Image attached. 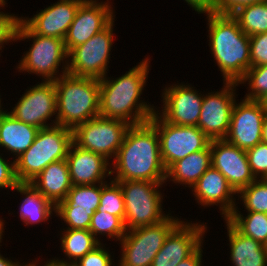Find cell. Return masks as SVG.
<instances>
[{
    "label": "cell",
    "mask_w": 267,
    "mask_h": 266,
    "mask_svg": "<svg viewBox=\"0 0 267 266\" xmlns=\"http://www.w3.org/2000/svg\"><path fill=\"white\" fill-rule=\"evenodd\" d=\"M149 63L150 57L145 56L140 63L118 78L111 79L106 75L99 79V116L123 120L129 125L143 124L150 120L157 108L140 97L151 70Z\"/></svg>",
    "instance_id": "obj_1"
},
{
    "label": "cell",
    "mask_w": 267,
    "mask_h": 266,
    "mask_svg": "<svg viewBox=\"0 0 267 266\" xmlns=\"http://www.w3.org/2000/svg\"><path fill=\"white\" fill-rule=\"evenodd\" d=\"M114 160L111 161L114 181L165 182L159 137L149 121L128 128Z\"/></svg>",
    "instance_id": "obj_2"
},
{
    "label": "cell",
    "mask_w": 267,
    "mask_h": 266,
    "mask_svg": "<svg viewBox=\"0 0 267 266\" xmlns=\"http://www.w3.org/2000/svg\"><path fill=\"white\" fill-rule=\"evenodd\" d=\"M209 47L223 82L238 83L251 68L250 42L232 15L205 13Z\"/></svg>",
    "instance_id": "obj_3"
},
{
    "label": "cell",
    "mask_w": 267,
    "mask_h": 266,
    "mask_svg": "<svg viewBox=\"0 0 267 266\" xmlns=\"http://www.w3.org/2000/svg\"><path fill=\"white\" fill-rule=\"evenodd\" d=\"M54 84L58 125L73 130L79 124L99 116V79L67 73Z\"/></svg>",
    "instance_id": "obj_4"
},
{
    "label": "cell",
    "mask_w": 267,
    "mask_h": 266,
    "mask_svg": "<svg viewBox=\"0 0 267 266\" xmlns=\"http://www.w3.org/2000/svg\"><path fill=\"white\" fill-rule=\"evenodd\" d=\"M32 39V43L18 61V72L37 74L42 81H55L67 74L68 53L64 40L56 37L34 34L21 20L16 31L15 42ZM18 40V41H17ZM62 63V66H61ZM61 67V73L59 72Z\"/></svg>",
    "instance_id": "obj_5"
},
{
    "label": "cell",
    "mask_w": 267,
    "mask_h": 266,
    "mask_svg": "<svg viewBox=\"0 0 267 266\" xmlns=\"http://www.w3.org/2000/svg\"><path fill=\"white\" fill-rule=\"evenodd\" d=\"M73 131L61 125L39 129L33 144L15 160L19 183H29L49 164L66 159Z\"/></svg>",
    "instance_id": "obj_6"
},
{
    "label": "cell",
    "mask_w": 267,
    "mask_h": 266,
    "mask_svg": "<svg viewBox=\"0 0 267 266\" xmlns=\"http://www.w3.org/2000/svg\"><path fill=\"white\" fill-rule=\"evenodd\" d=\"M125 202L124 225L126 231L161 223L169 215L163 211L161 188L165 182L117 181ZM163 194V195H162Z\"/></svg>",
    "instance_id": "obj_7"
},
{
    "label": "cell",
    "mask_w": 267,
    "mask_h": 266,
    "mask_svg": "<svg viewBox=\"0 0 267 266\" xmlns=\"http://www.w3.org/2000/svg\"><path fill=\"white\" fill-rule=\"evenodd\" d=\"M181 221L169 215L161 223L126 231L119 242L121 256L117 266H151L166 237Z\"/></svg>",
    "instance_id": "obj_8"
},
{
    "label": "cell",
    "mask_w": 267,
    "mask_h": 266,
    "mask_svg": "<svg viewBox=\"0 0 267 266\" xmlns=\"http://www.w3.org/2000/svg\"><path fill=\"white\" fill-rule=\"evenodd\" d=\"M149 122L157 130L161 159L166 170L176 161L210 145L211 140L197 126H177L165 122L156 112Z\"/></svg>",
    "instance_id": "obj_9"
},
{
    "label": "cell",
    "mask_w": 267,
    "mask_h": 266,
    "mask_svg": "<svg viewBox=\"0 0 267 266\" xmlns=\"http://www.w3.org/2000/svg\"><path fill=\"white\" fill-rule=\"evenodd\" d=\"M130 126L123 120L98 116L72 130L73 143L81 149L98 153L111 162L117 156Z\"/></svg>",
    "instance_id": "obj_10"
},
{
    "label": "cell",
    "mask_w": 267,
    "mask_h": 266,
    "mask_svg": "<svg viewBox=\"0 0 267 266\" xmlns=\"http://www.w3.org/2000/svg\"><path fill=\"white\" fill-rule=\"evenodd\" d=\"M115 19L87 42L68 53L67 73L77 77L101 79L107 75L114 38Z\"/></svg>",
    "instance_id": "obj_11"
},
{
    "label": "cell",
    "mask_w": 267,
    "mask_h": 266,
    "mask_svg": "<svg viewBox=\"0 0 267 266\" xmlns=\"http://www.w3.org/2000/svg\"><path fill=\"white\" fill-rule=\"evenodd\" d=\"M8 112L19 121L39 129L57 125L54 81H41L26 89V92ZM54 115L55 119H50ZM49 120H51L50 123H48Z\"/></svg>",
    "instance_id": "obj_12"
},
{
    "label": "cell",
    "mask_w": 267,
    "mask_h": 266,
    "mask_svg": "<svg viewBox=\"0 0 267 266\" xmlns=\"http://www.w3.org/2000/svg\"><path fill=\"white\" fill-rule=\"evenodd\" d=\"M222 90L207 92L203 97L197 127L210 139H224L228 133L231 112L238 96L235 82H223Z\"/></svg>",
    "instance_id": "obj_13"
},
{
    "label": "cell",
    "mask_w": 267,
    "mask_h": 266,
    "mask_svg": "<svg viewBox=\"0 0 267 266\" xmlns=\"http://www.w3.org/2000/svg\"><path fill=\"white\" fill-rule=\"evenodd\" d=\"M169 86L161 93L163 107L161 111L156 109V113L165 122L177 126H197L205 93L202 94L194 86L184 82H175Z\"/></svg>",
    "instance_id": "obj_14"
},
{
    "label": "cell",
    "mask_w": 267,
    "mask_h": 266,
    "mask_svg": "<svg viewBox=\"0 0 267 266\" xmlns=\"http://www.w3.org/2000/svg\"><path fill=\"white\" fill-rule=\"evenodd\" d=\"M266 114L263 101L242 99L239 103L235 102L224 139L243 150L254 147L262 141V125Z\"/></svg>",
    "instance_id": "obj_15"
},
{
    "label": "cell",
    "mask_w": 267,
    "mask_h": 266,
    "mask_svg": "<svg viewBox=\"0 0 267 266\" xmlns=\"http://www.w3.org/2000/svg\"><path fill=\"white\" fill-rule=\"evenodd\" d=\"M106 1L84 0L80 4L64 39L67 53L87 42L116 18L112 2Z\"/></svg>",
    "instance_id": "obj_16"
},
{
    "label": "cell",
    "mask_w": 267,
    "mask_h": 266,
    "mask_svg": "<svg viewBox=\"0 0 267 266\" xmlns=\"http://www.w3.org/2000/svg\"><path fill=\"white\" fill-rule=\"evenodd\" d=\"M207 224L181 221L166 237L151 266H177L205 241Z\"/></svg>",
    "instance_id": "obj_17"
},
{
    "label": "cell",
    "mask_w": 267,
    "mask_h": 266,
    "mask_svg": "<svg viewBox=\"0 0 267 266\" xmlns=\"http://www.w3.org/2000/svg\"><path fill=\"white\" fill-rule=\"evenodd\" d=\"M212 167L217 169L238 193L256 180L249 166L246 150L229 143L225 139L210 142Z\"/></svg>",
    "instance_id": "obj_18"
},
{
    "label": "cell",
    "mask_w": 267,
    "mask_h": 266,
    "mask_svg": "<svg viewBox=\"0 0 267 266\" xmlns=\"http://www.w3.org/2000/svg\"><path fill=\"white\" fill-rule=\"evenodd\" d=\"M84 0H59L33 17H22L20 20L34 33L41 36L65 39L76 11Z\"/></svg>",
    "instance_id": "obj_19"
},
{
    "label": "cell",
    "mask_w": 267,
    "mask_h": 266,
    "mask_svg": "<svg viewBox=\"0 0 267 266\" xmlns=\"http://www.w3.org/2000/svg\"><path fill=\"white\" fill-rule=\"evenodd\" d=\"M191 192L197 203L204 208L219 205L218 209L223 219H226L238 204L237 197H235L237 192L226 178L212 166L193 185Z\"/></svg>",
    "instance_id": "obj_20"
},
{
    "label": "cell",
    "mask_w": 267,
    "mask_h": 266,
    "mask_svg": "<svg viewBox=\"0 0 267 266\" xmlns=\"http://www.w3.org/2000/svg\"><path fill=\"white\" fill-rule=\"evenodd\" d=\"M66 161L73 186L105 183L111 176V163L104 156L71 144ZM110 164V165H109Z\"/></svg>",
    "instance_id": "obj_21"
},
{
    "label": "cell",
    "mask_w": 267,
    "mask_h": 266,
    "mask_svg": "<svg viewBox=\"0 0 267 266\" xmlns=\"http://www.w3.org/2000/svg\"><path fill=\"white\" fill-rule=\"evenodd\" d=\"M29 184L56 206L73 186L66 159L49 164Z\"/></svg>",
    "instance_id": "obj_22"
},
{
    "label": "cell",
    "mask_w": 267,
    "mask_h": 266,
    "mask_svg": "<svg viewBox=\"0 0 267 266\" xmlns=\"http://www.w3.org/2000/svg\"><path fill=\"white\" fill-rule=\"evenodd\" d=\"M39 128L19 121L8 110L0 113V149L15 156V161L35 140Z\"/></svg>",
    "instance_id": "obj_23"
},
{
    "label": "cell",
    "mask_w": 267,
    "mask_h": 266,
    "mask_svg": "<svg viewBox=\"0 0 267 266\" xmlns=\"http://www.w3.org/2000/svg\"><path fill=\"white\" fill-rule=\"evenodd\" d=\"M224 220L230 246V263L233 266H267L264 245L243 235L227 219Z\"/></svg>",
    "instance_id": "obj_24"
},
{
    "label": "cell",
    "mask_w": 267,
    "mask_h": 266,
    "mask_svg": "<svg viewBox=\"0 0 267 266\" xmlns=\"http://www.w3.org/2000/svg\"><path fill=\"white\" fill-rule=\"evenodd\" d=\"M210 145L176 161L166 170V182L192 188L199 178L212 166Z\"/></svg>",
    "instance_id": "obj_25"
},
{
    "label": "cell",
    "mask_w": 267,
    "mask_h": 266,
    "mask_svg": "<svg viewBox=\"0 0 267 266\" xmlns=\"http://www.w3.org/2000/svg\"><path fill=\"white\" fill-rule=\"evenodd\" d=\"M13 191H17L24 198L19 207V217L25 224L24 226L48 222L52 215L55 214V206L31 184L19 183Z\"/></svg>",
    "instance_id": "obj_26"
},
{
    "label": "cell",
    "mask_w": 267,
    "mask_h": 266,
    "mask_svg": "<svg viewBox=\"0 0 267 266\" xmlns=\"http://www.w3.org/2000/svg\"><path fill=\"white\" fill-rule=\"evenodd\" d=\"M64 230V231H62ZM60 235L61 250L66 259L56 258L62 262L76 263L81 257L97 247L100 242L89 230L62 229Z\"/></svg>",
    "instance_id": "obj_27"
},
{
    "label": "cell",
    "mask_w": 267,
    "mask_h": 266,
    "mask_svg": "<svg viewBox=\"0 0 267 266\" xmlns=\"http://www.w3.org/2000/svg\"><path fill=\"white\" fill-rule=\"evenodd\" d=\"M100 199L101 183L72 186L67 197L55 206V211L95 212Z\"/></svg>",
    "instance_id": "obj_28"
},
{
    "label": "cell",
    "mask_w": 267,
    "mask_h": 266,
    "mask_svg": "<svg viewBox=\"0 0 267 266\" xmlns=\"http://www.w3.org/2000/svg\"><path fill=\"white\" fill-rule=\"evenodd\" d=\"M239 211L238 206L226 218L240 233L265 244L267 241V214L259 212Z\"/></svg>",
    "instance_id": "obj_29"
},
{
    "label": "cell",
    "mask_w": 267,
    "mask_h": 266,
    "mask_svg": "<svg viewBox=\"0 0 267 266\" xmlns=\"http://www.w3.org/2000/svg\"><path fill=\"white\" fill-rule=\"evenodd\" d=\"M232 16L248 36L267 32V1L241 7Z\"/></svg>",
    "instance_id": "obj_30"
},
{
    "label": "cell",
    "mask_w": 267,
    "mask_h": 266,
    "mask_svg": "<svg viewBox=\"0 0 267 266\" xmlns=\"http://www.w3.org/2000/svg\"><path fill=\"white\" fill-rule=\"evenodd\" d=\"M89 231L100 243L103 240L100 235L119 242L126 234L124 222L119 217L97 210L91 217Z\"/></svg>",
    "instance_id": "obj_31"
},
{
    "label": "cell",
    "mask_w": 267,
    "mask_h": 266,
    "mask_svg": "<svg viewBox=\"0 0 267 266\" xmlns=\"http://www.w3.org/2000/svg\"><path fill=\"white\" fill-rule=\"evenodd\" d=\"M247 212L267 214V179H256L237 193Z\"/></svg>",
    "instance_id": "obj_32"
},
{
    "label": "cell",
    "mask_w": 267,
    "mask_h": 266,
    "mask_svg": "<svg viewBox=\"0 0 267 266\" xmlns=\"http://www.w3.org/2000/svg\"><path fill=\"white\" fill-rule=\"evenodd\" d=\"M101 183V199L97 211L119 217L124 222L125 202L122 194V189L117 181Z\"/></svg>",
    "instance_id": "obj_33"
},
{
    "label": "cell",
    "mask_w": 267,
    "mask_h": 266,
    "mask_svg": "<svg viewBox=\"0 0 267 266\" xmlns=\"http://www.w3.org/2000/svg\"><path fill=\"white\" fill-rule=\"evenodd\" d=\"M248 85L244 99L264 101L267 98V65L251 67L238 84Z\"/></svg>",
    "instance_id": "obj_34"
},
{
    "label": "cell",
    "mask_w": 267,
    "mask_h": 266,
    "mask_svg": "<svg viewBox=\"0 0 267 266\" xmlns=\"http://www.w3.org/2000/svg\"><path fill=\"white\" fill-rule=\"evenodd\" d=\"M249 166L256 179H267V143L261 141L246 150Z\"/></svg>",
    "instance_id": "obj_35"
},
{
    "label": "cell",
    "mask_w": 267,
    "mask_h": 266,
    "mask_svg": "<svg viewBox=\"0 0 267 266\" xmlns=\"http://www.w3.org/2000/svg\"><path fill=\"white\" fill-rule=\"evenodd\" d=\"M106 243H100L92 251L88 252L84 257H81L75 266H115L112 253L105 247ZM107 249V250H106Z\"/></svg>",
    "instance_id": "obj_36"
},
{
    "label": "cell",
    "mask_w": 267,
    "mask_h": 266,
    "mask_svg": "<svg viewBox=\"0 0 267 266\" xmlns=\"http://www.w3.org/2000/svg\"><path fill=\"white\" fill-rule=\"evenodd\" d=\"M16 14H9L0 10V51L3 52L5 43L14 42L20 18Z\"/></svg>",
    "instance_id": "obj_37"
},
{
    "label": "cell",
    "mask_w": 267,
    "mask_h": 266,
    "mask_svg": "<svg viewBox=\"0 0 267 266\" xmlns=\"http://www.w3.org/2000/svg\"><path fill=\"white\" fill-rule=\"evenodd\" d=\"M55 214L67 225L63 229L89 230L91 217L94 215V212L55 211Z\"/></svg>",
    "instance_id": "obj_38"
},
{
    "label": "cell",
    "mask_w": 267,
    "mask_h": 266,
    "mask_svg": "<svg viewBox=\"0 0 267 266\" xmlns=\"http://www.w3.org/2000/svg\"><path fill=\"white\" fill-rule=\"evenodd\" d=\"M251 67L267 65V32L249 36Z\"/></svg>",
    "instance_id": "obj_39"
},
{
    "label": "cell",
    "mask_w": 267,
    "mask_h": 266,
    "mask_svg": "<svg viewBox=\"0 0 267 266\" xmlns=\"http://www.w3.org/2000/svg\"><path fill=\"white\" fill-rule=\"evenodd\" d=\"M3 156V157H2ZM0 153V189L14 190L19 184L15 175V161L8 162L7 158Z\"/></svg>",
    "instance_id": "obj_40"
},
{
    "label": "cell",
    "mask_w": 267,
    "mask_h": 266,
    "mask_svg": "<svg viewBox=\"0 0 267 266\" xmlns=\"http://www.w3.org/2000/svg\"><path fill=\"white\" fill-rule=\"evenodd\" d=\"M267 0H215L212 12L217 14L232 15L239 8Z\"/></svg>",
    "instance_id": "obj_41"
},
{
    "label": "cell",
    "mask_w": 267,
    "mask_h": 266,
    "mask_svg": "<svg viewBox=\"0 0 267 266\" xmlns=\"http://www.w3.org/2000/svg\"><path fill=\"white\" fill-rule=\"evenodd\" d=\"M184 2L188 3V6L198 14L212 12L215 4V0H184Z\"/></svg>",
    "instance_id": "obj_42"
},
{
    "label": "cell",
    "mask_w": 267,
    "mask_h": 266,
    "mask_svg": "<svg viewBox=\"0 0 267 266\" xmlns=\"http://www.w3.org/2000/svg\"><path fill=\"white\" fill-rule=\"evenodd\" d=\"M203 243L187 258L181 261L177 266H202Z\"/></svg>",
    "instance_id": "obj_43"
},
{
    "label": "cell",
    "mask_w": 267,
    "mask_h": 266,
    "mask_svg": "<svg viewBox=\"0 0 267 266\" xmlns=\"http://www.w3.org/2000/svg\"><path fill=\"white\" fill-rule=\"evenodd\" d=\"M39 261L40 260L35 259L34 261L32 260V262L30 261L29 263L31 266H41V265H38V264H40ZM42 266H75V264L74 263H68V262H62V261L57 260L56 257H54L52 259H48L46 261V263L43 264Z\"/></svg>",
    "instance_id": "obj_44"
},
{
    "label": "cell",
    "mask_w": 267,
    "mask_h": 266,
    "mask_svg": "<svg viewBox=\"0 0 267 266\" xmlns=\"http://www.w3.org/2000/svg\"><path fill=\"white\" fill-rule=\"evenodd\" d=\"M22 263L20 261L15 260L13 261V258L9 259L8 257H4L0 252V266H20Z\"/></svg>",
    "instance_id": "obj_45"
},
{
    "label": "cell",
    "mask_w": 267,
    "mask_h": 266,
    "mask_svg": "<svg viewBox=\"0 0 267 266\" xmlns=\"http://www.w3.org/2000/svg\"><path fill=\"white\" fill-rule=\"evenodd\" d=\"M262 141L267 143V114L262 125Z\"/></svg>",
    "instance_id": "obj_46"
},
{
    "label": "cell",
    "mask_w": 267,
    "mask_h": 266,
    "mask_svg": "<svg viewBox=\"0 0 267 266\" xmlns=\"http://www.w3.org/2000/svg\"><path fill=\"white\" fill-rule=\"evenodd\" d=\"M4 225H5V222L4 220L0 217V244L2 243V237L4 236ZM2 246V245H0Z\"/></svg>",
    "instance_id": "obj_47"
},
{
    "label": "cell",
    "mask_w": 267,
    "mask_h": 266,
    "mask_svg": "<svg viewBox=\"0 0 267 266\" xmlns=\"http://www.w3.org/2000/svg\"><path fill=\"white\" fill-rule=\"evenodd\" d=\"M6 4H7V0H0V9L2 10L5 9L4 7L6 6Z\"/></svg>",
    "instance_id": "obj_48"
},
{
    "label": "cell",
    "mask_w": 267,
    "mask_h": 266,
    "mask_svg": "<svg viewBox=\"0 0 267 266\" xmlns=\"http://www.w3.org/2000/svg\"><path fill=\"white\" fill-rule=\"evenodd\" d=\"M1 97H2V96L0 95V113L5 109V108H2V104H1V103H2V102H1V99H2V98H1Z\"/></svg>",
    "instance_id": "obj_49"
},
{
    "label": "cell",
    "mask_w": 267,
    "mask_h": 266,
    "mask_svg": "<svg viewBox=\"0 0 267 266\" xmlns=\"http://www.w3.org/2000/svg\"><path fill=\"white\" fill-rule=\"evenodd\" d=\"M20 266H31L30 263L28 262L27 264L23 262Z\"/></svg>",
    "instance_id": "obj_50"
},
{
    "label": "cell",
    "mask_w": 267,
    "mask_h": 266,
    "mask_svg": "<svg viewBox=\"0 0 267 266\" xmlns=\"http://www.w3.org/2000/svg\"><path fill=\"white\" fill-rule=\"evenodd\" d=\"M265 107H266V110H267V98L263 101Z\"/></svg>",
    "instance_id": "obj_51"
},
{
    "label": "cell",
    "mask_w": 267,
    "mask_h": 266,
    "mask_svg": "<svg viewBox=\"0 0 267 266\" xmlns=\"http://www.w3.org/2000/svg\"><path fill=\"white\" fill-rule=\"evenodd\" d=\"M265 251L267 252V241L264 244Z\"/></svg>",
    "instance_id": "obj_52"
}]
</instances>
